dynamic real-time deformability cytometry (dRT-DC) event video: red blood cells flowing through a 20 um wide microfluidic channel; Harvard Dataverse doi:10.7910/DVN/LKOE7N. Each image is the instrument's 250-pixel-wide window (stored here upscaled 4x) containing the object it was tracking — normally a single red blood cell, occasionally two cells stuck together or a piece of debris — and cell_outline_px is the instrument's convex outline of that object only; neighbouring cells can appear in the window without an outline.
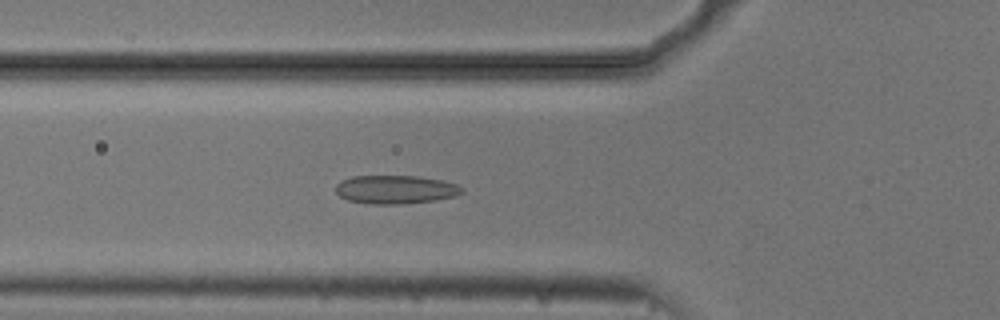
{"species": "common noctule bat (a hibernating species)", "species_latin": "Nyctalus noctula", "temperature_condition": "cold", "stored_images_in_passage": 53, "camera_frame_rate_fps": 3000, "um_per_image_px": 0.085, "animal": {"sex": "male", "body_mass_g": 20.5, "forearm_length_mm": 52.5}, "frame": {"image": 1, "passage_image": 18, "time_ms": 5.667, "image_size_px": [1000, 320], "cell_outline_px": [[464, 192], [456, 196], [436, 200], [400, 204], [368, 204], [348, 200], [340, 196], [336, 192], [336, 184], [340, 180], [352, 176], [420, 176], [444, 180], [456, 184], [464, 188]], "centroid_in_image_um": [33.64, 16.1], "position_along_channel_um": 92.2, "area_um2": 21.21}}
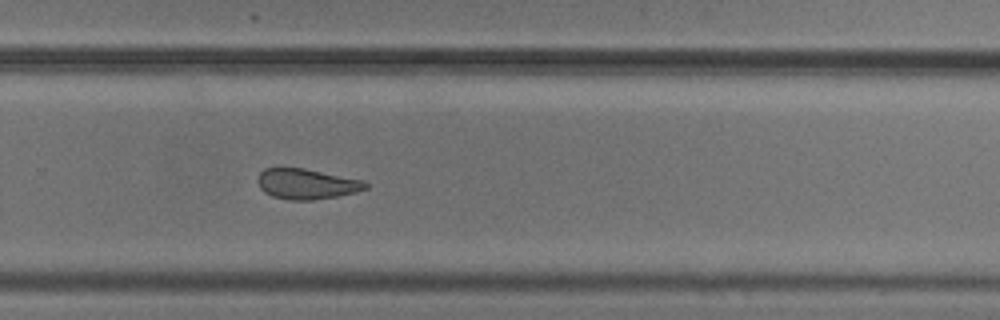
{"frame": {"image": 2, "passage_image": 35, "time_ms": 11.333, "image_size_px": [1000, 320], "cell_outline_px": [[368, 188], [356, 192], [336, 196], [312, 200], [288, 200], [272, 196], [264, 192], [260, 188], [256, 180], [260, 172], [264, 168], [304, 168], [364, 180], [368, 184]], "centroid_in_image_um": [26.05, 15.63], "position_along_channel_um": 303.8, "area_um2": 19.19}}
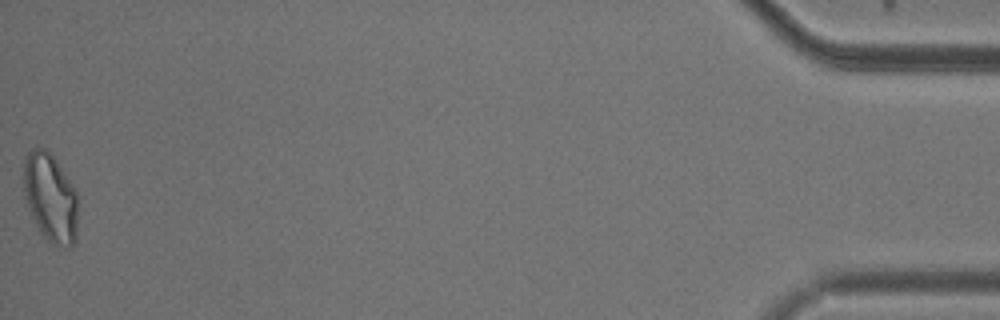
{"frame": {"image": 3, "passage_image": 53, "time_ms": 17.333, "image_size_px": [1000, 320], "cell_outline_px": [[76, 240], [68, 248], [56, 248], [44, 236], [36, 224], [28, 208], [24, 196], [24, 160], [28, 152], [32, 148], [44, 148], [52, 156], [76, 188]], "centroid_in_image_um": [4.28, 16.83], "position_along_channel_um": 430.9, "area_um2": 27.92}, "authors_computed_cell_mechanics": {"area_um2": 21.2126, "velocity_mm_per_s": 3.7267, "shape_relaxation_time_tau1_ms": null, "shape_relaxation_time_tau2_ms": 1.6613, "deformation_change_tau1": null, "deformation_change_tau2": 0.0715}}